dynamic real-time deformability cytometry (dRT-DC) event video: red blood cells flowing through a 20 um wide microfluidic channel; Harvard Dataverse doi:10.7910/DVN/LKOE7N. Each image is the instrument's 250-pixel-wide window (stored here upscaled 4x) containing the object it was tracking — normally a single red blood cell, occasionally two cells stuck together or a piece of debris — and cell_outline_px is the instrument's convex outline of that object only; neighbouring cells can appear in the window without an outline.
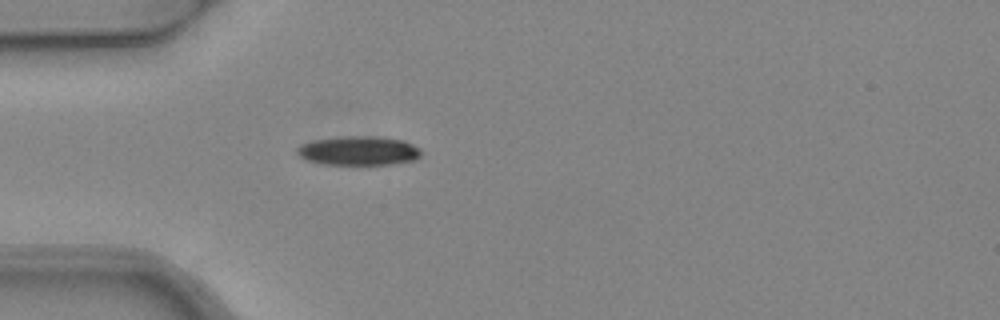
{"species": "common noctule bat (a hibernating species)", "species_latin": "Nyctalus noctula", "temperature_condition": "warm", "stored_images_in_passage": 2, "camera_frame_rate_fps": 3000, "um_per_image_px": 0.085, "animal": {"sex": "female", "body_mass_g": 24.6, "forearm_length_mm": 56.2}, "frame": {"image": 1, "passage_image": 2, "time_ms": 0.333, "image_size_px": [1000, 320], "cell_outline_px": [[420, 156], [416, 160], [392, 164], [324, 164], [308, 160], [300, 156], [296, 152], [296, 148], [300, 144], [312, 140], [344, 136], [376, 136], [404, 140], [420, 148]], "centroid_in_image_um": [30.49, 12.8], "position_along_channel_um": 54.5, "area_um2": 21.1}}